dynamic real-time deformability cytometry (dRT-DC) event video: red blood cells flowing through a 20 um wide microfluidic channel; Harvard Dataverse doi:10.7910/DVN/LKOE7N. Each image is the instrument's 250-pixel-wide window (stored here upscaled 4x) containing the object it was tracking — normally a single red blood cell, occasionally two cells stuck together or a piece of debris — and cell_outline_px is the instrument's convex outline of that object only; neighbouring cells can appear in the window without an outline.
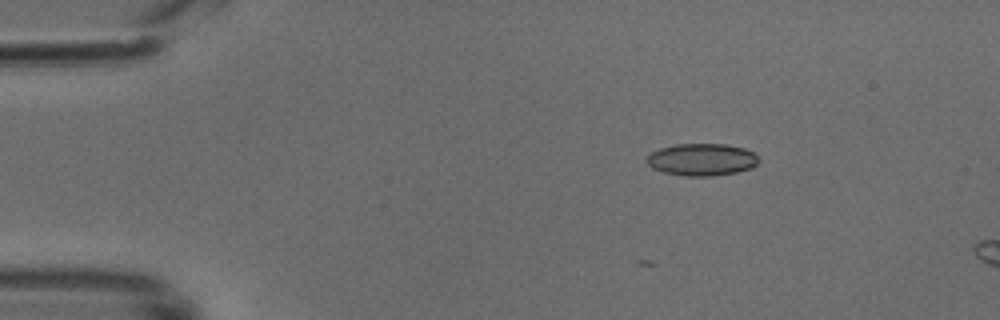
{"species": "common noctule bat (a hibernating species)", "species_latin": "Nyctalus noctula", "temperature_condition": "cold", "stored_images_in_passage": 3, "camera_frame_rate_fps": 3000, "um_per_image_px": 0.085, "animal": {"sex": "male", "body_mass_g": 18.8}, "frame": {"image": 1, "passage_image": 3, "time_ms": 0.667, "image_size_px": [1000, 320], "cell_outline_px": [[760, 160], [752, 168], [736, 172], [712, 176], [688, 176], [664, 172], [652, 168], [648, 164], [648, 156], [652, 152], [660, 148], [676, 144], [724, 144], [744, 148], [752, 152]], "centroid_in_image_um": [59.67, 13.56], "position_along_channel_um": 25.3, "area_um2": 20.81}}